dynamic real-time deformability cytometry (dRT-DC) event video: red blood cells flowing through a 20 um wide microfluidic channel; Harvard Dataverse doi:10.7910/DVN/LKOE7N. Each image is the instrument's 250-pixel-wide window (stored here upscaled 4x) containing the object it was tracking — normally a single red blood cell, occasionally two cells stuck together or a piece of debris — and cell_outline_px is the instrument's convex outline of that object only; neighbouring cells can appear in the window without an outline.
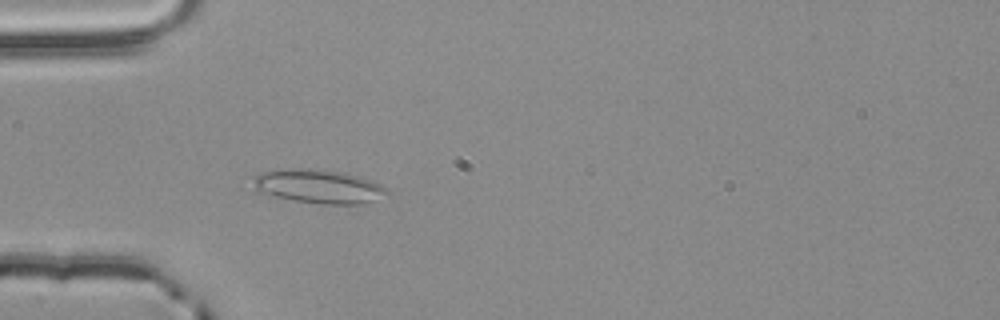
{"species": "common noctule bat (a hibernating species)", "species_latin": "Nyctalus noctula", "temperature_condition": "room temperature", "stored_images_in_passage": 55, "camera_frame_rate_fps": 3000, "um_per_image_px": 0.085, "animal": {"sex": "male", "body_mass_g": 20.4}, "frame": {"image": 1, "passage_image": 17, "time_ms": 5.333, "image_size_px": [1000, 320], "cell_outline_px": [[392, 192], [364, 204], [320, 204], [292, 200], [256, 192], [248, 188], [248, 184], [252, 176], [260, 172], [288, 168], [292, 168], [344, 172], [380, 184], [388, 188]], "centroid_in_image_um": [26.95, 15.85], "position_along_channel_um": 58.1, "area_um2": 26.82}}
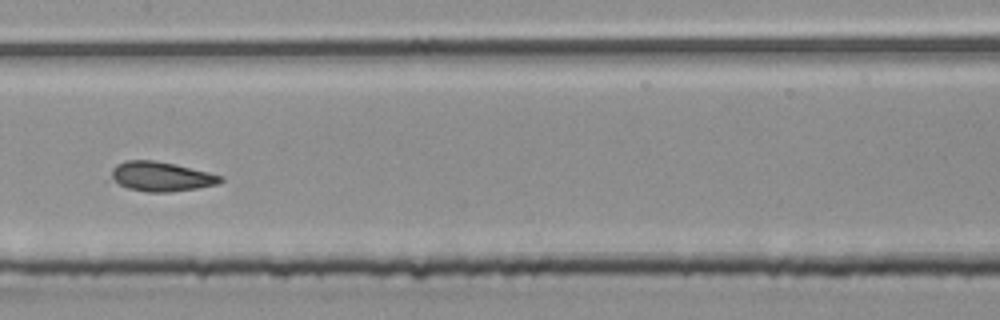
{"frame": {"image": 2, "passage_image": 28, "time_ms": 9.0, "image_size_px": [1000, 320], "cell_outline_px": [[224, 180], [216, 184], [196, 188], [172, 192], [148, 192], [128, 188], [112, 180], [112, 168], [116, 164], [124, 160], [152, 160], [176, 164], [224, 176]], "centroid_in_image_um": [13.7, 14.99], "position_along_channel_um": 193.7, "area_um2": 18.79}}
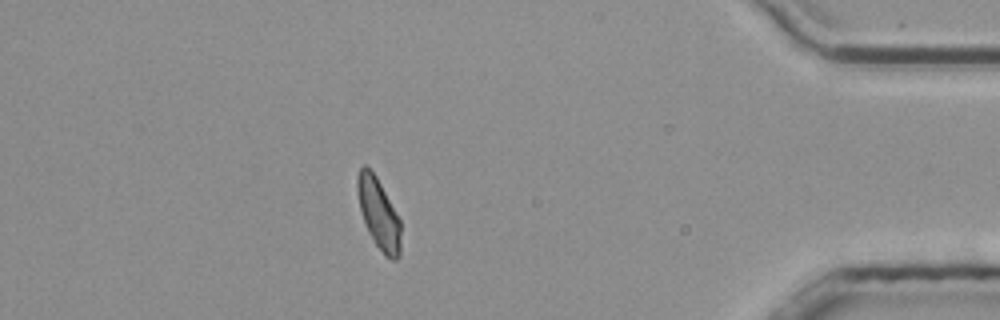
{"frame": {"image": 3, "passage_image": 48, "time_ms": 15.667, "image_size_px": [1000, 320], "cell_outline_px": [[400, 256], [396, 260], [392, 260], [384, 256], [376, 244], [364, 220], [360, 208], [356, 188], [356, 180], [360, 168], [364, 164], [376, 176], [400, 220]], "centroid_in_image_um": [32.19, 18.17], "position_along_channel_um": 403.0, "area_um2": 17.46}, "authors_computed_cell_mechanics": {"area_um2": 18.785, "velocity_mm_per_s": 3.8329, "shape_relaxation_time_tau1_ms": 10.9126, "shape_relaxation_time_tau2_ms": 1.2522, "deformation_change_tau1": 0.1966, "deformation_change_tau2": 0.0791}}